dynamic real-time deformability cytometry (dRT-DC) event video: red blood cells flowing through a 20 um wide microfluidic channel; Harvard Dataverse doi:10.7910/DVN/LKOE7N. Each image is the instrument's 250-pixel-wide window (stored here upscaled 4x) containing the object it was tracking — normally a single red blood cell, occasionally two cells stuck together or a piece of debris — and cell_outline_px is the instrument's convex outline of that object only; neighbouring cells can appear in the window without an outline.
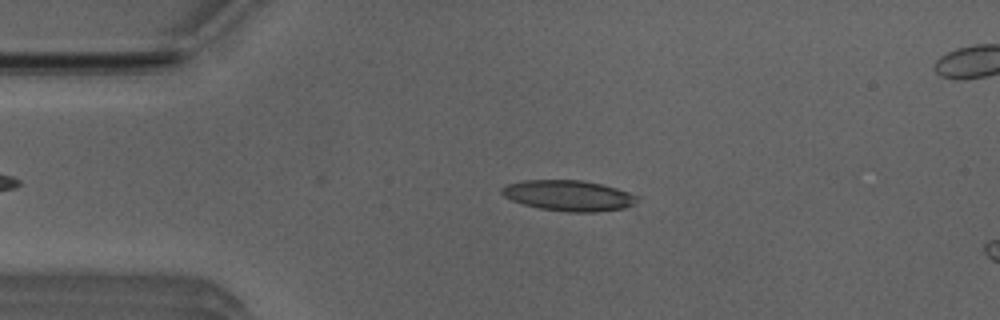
{"species": "Egyptian fruit bat (a non-hibernating species)", "species_latin": "Rousettus aegyptiacus", "temperature_condition": "room temperature", "stored_images_in_passage": 8, "camera_frame_rate_fps": 3000, "um_per_image_px": 0.085, "animal": {"sex": "male"}, "frame": {"image": 1, "passage_image": 4, "time_ms": 1.0, "image_size_px": [1000, 320], "cell_outline_px": [[636, 200], [632, 204], [624, 208], [596, 212], [568, 212], [540, 208], [524, 204], [512, 200], [504, 196], [500, 192], [500, 188], [508, 184], [524, 180], [580, 180], [600, 184], [616, 188], [628, 192], [636, 196]], "centroid_in_image_um": [48.28, 16.62], "position_along_channel_um": 36.7, "area_um2": 23.87}}